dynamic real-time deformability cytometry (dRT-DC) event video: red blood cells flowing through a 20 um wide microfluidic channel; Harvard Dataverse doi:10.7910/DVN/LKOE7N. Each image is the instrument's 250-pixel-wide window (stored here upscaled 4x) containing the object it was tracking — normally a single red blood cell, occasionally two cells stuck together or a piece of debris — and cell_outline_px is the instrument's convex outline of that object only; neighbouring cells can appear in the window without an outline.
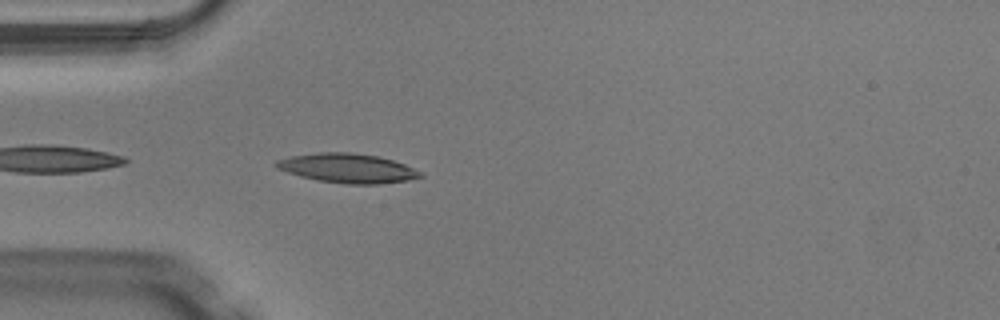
{"species": "Egyptian fruit bat (a non-hibernating species)", "species_latin": "Rousettus aegyptiacus", "temperature_condition": "warm", "stored_images_in_passage": 5, "camera_frame_rate_fps": 3000, "um_per_image_px": 0.085, "animal": {"sex": "male"}, "frame": {"image": 1, "passage_image": 5, "time_ms": 1.333, "image_size_px": [1000, 320], "cell_outline_px": [[424, 176], [408, 180], [380, 184], [348, 184], [316, 180], [300, 176], [276, 168], [272, 164], [276, 160], [288, 156], [320, 152], [352, 152], [380, 156], [404, 164], [424, 172]], "centroid_in_image_um": [29.54, 14.29], "position_along_channel_um": 55.5, "area_um2": 24.91}}